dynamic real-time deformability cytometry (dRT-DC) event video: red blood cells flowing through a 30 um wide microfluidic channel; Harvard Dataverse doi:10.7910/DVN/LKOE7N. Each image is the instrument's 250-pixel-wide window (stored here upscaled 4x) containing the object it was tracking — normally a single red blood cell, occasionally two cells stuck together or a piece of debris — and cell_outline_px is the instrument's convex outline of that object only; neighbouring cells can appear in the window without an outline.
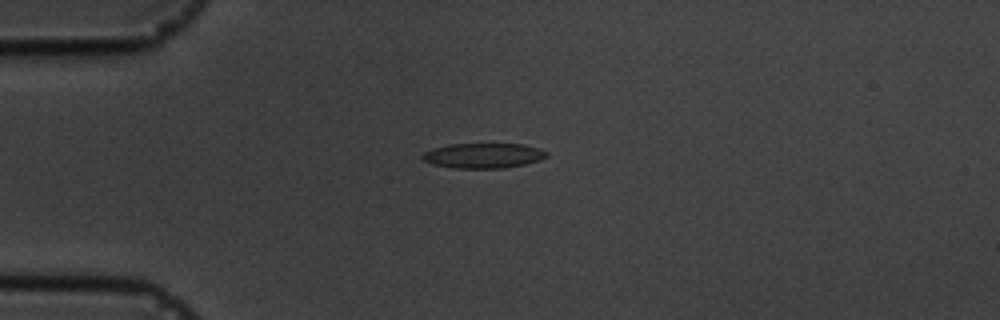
{"species": "common noctule bat (a hibernating species)", "species_latin": "Nyctalus noctula", "temperature_condition": "cold", "stored_images_in_passage": 15, "camera_frame_rate_fps": 3000, "um_per_image_px": 0.085, "animal": {"sex": "male", "body_mass_g": 19.5, "forearm_length_mm": 54.6}, "frame": {"image": 1, "passage_image": 3, "time_ms": 3.0, "image_size_px": [1000, 320], "cell_outline_px": [[548, 156], [540, 160], [524, 164], [504, 168], [452, 168], [432, 164], [424, 160], [420, 156], [424, 152], [448, 144], [524, 144], [540, 148], [548, 152]], "centroid_in_image_um": [41.11, 13.23], "position_along_channel_um": 43.9, "area_um2": 18.15}}
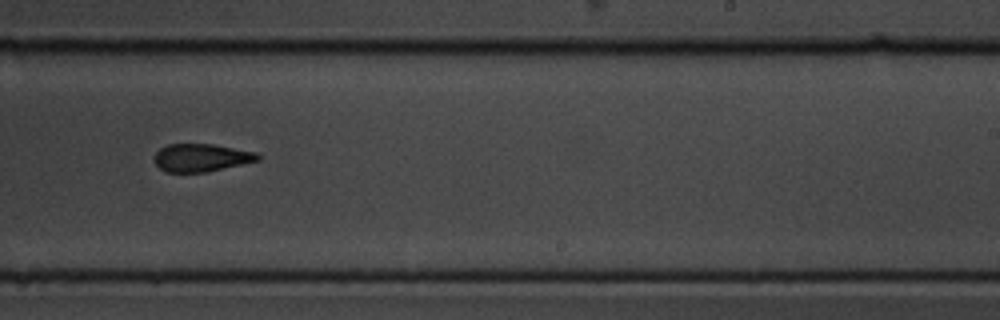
{"frame": {"image": 2, "passage_image": 9, "time_ms": 10.0, "image_size_px": [1000, 320], "cell_outline_px": [[260, 160], [204, 172], [168, 172], [160, 168], [152, 160], [156, 152], [160, 148], [168, 144], [212, 144], [256, 152], [260, 156]], "centroid_in_image_um": [17.07, 13.39], "position_along_channel_um": 271.9, "area_um2": 16.65}}
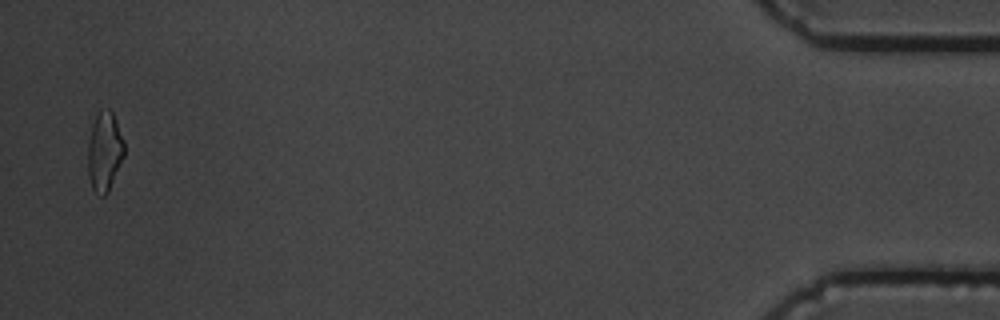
{"frame": {"image": 3, "passage_image": 15, "time_ms": 16.667, "image_size_px": [1000, 320], "cell_outline_px": [[124, 156], [108, 192], [104, 196], [100, 196], [92, 188], [88, 176], [88, 140], [92, 124], [96, 112], [100, 108], [108, 108], [112, 112], [124, 140]], "centroid_in_image_um": [8.87, 12.85], "position_along_channel_um": 426.3, "area_um2": 16.99}, "authors_computed_cell_mechanics": {"area_um2": 17.051, "velocity_mm_per_s": 3.5844, "shape_relaxation_time_tau1_ms": 5.4241, "shape_relaxation_time_tau2_ms": 2.9393, "deformation_change_tau1": 0.1378, "deformation_change_tau2": 0.0994}}